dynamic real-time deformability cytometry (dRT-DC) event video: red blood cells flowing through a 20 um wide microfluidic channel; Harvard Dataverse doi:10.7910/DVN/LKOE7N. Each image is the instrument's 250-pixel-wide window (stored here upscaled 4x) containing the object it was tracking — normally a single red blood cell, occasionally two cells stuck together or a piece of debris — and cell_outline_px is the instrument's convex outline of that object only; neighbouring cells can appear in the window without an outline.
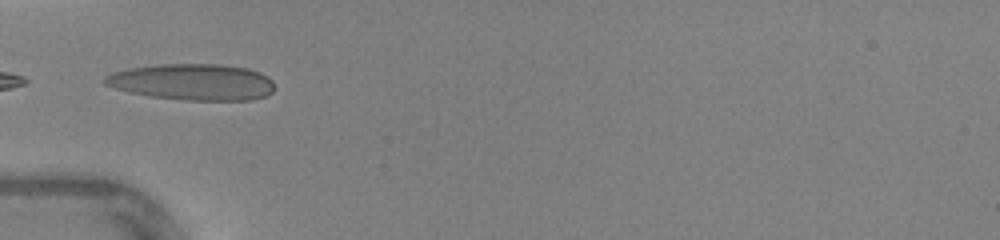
{"species": "human", "species_latin": "Homo sapiens", "temperature_condition": "warm", "stored_images_in_passage": 31, "camera_frame_rate_fps": 3000, "um_per_image_px": 0.085, "donor": {"sex": "female"}, "frame": {"image": 1, "passage_image": 1, "time_ms": 0.0, "image_size_px": [1000, 240], "cell_outline_px": [[272, 92], [264, 96], [252, 100], [188, 100], [152, 96], [132, 92], [116, 88], [104, 84], [100, 80], [104, 76], [112, 72], [128, 68], [156, 64], [220, 64], [248, 68], [260, 72], [268, 76], [272, 80]], "centroid_in_image_um": [16.35, 6.95], "position_along_channel_um": 68.7, "area_um2": 35.95}}
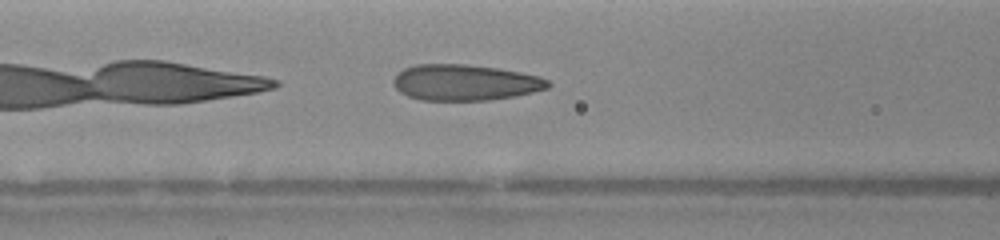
{"frame": {"image": 2, "passage_image": 5, "time_ms": 1.333, "image_size_px": [1000, 240], "cell_outline_px": [[552, 84], [548, 88], [516, 96], [488, 100], [420, 100], [408, 96], [400, 92], [392, 84], [392, 80], [404, 68], [416, 64], [464, 64], [496, 68], [520, 72], [540, 76], [548, 80]], "centroid_in_image_um": [39.53, 7.01], "position_along_channel_um": 127.1, "area_um2": 32.43}}
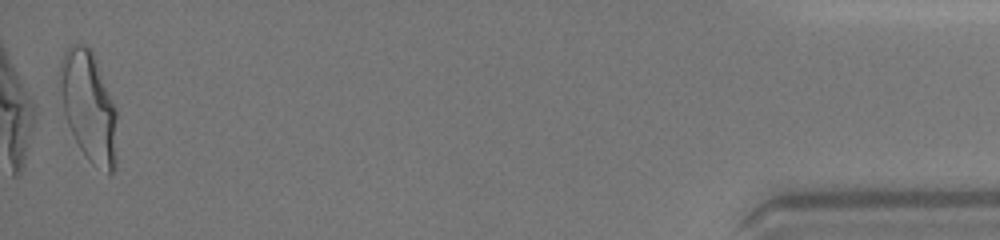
{"frame": {"image": 3, "passage_image": 31, "time_ms": 10.0, "image_size_px": [1000, 240], "cell_outline_px": [[116, 168], [108, 176], [92, 164], [88, 160], [80, 148], [68, 124], [64, 112], [60, 88], [60, 64], [64, 52], [72, 44], [84, 44], [92, 48], [116, 108]], "centroid_in_image_um": [7.57, 9.07], "position_along_channel_um": 427.6, "area_um2": 36.82}, "authors_computed_cell_mechanics": {"area_um2": 32.368, "velocity_mm_per_s": 4.3864, "shape_relaxation_time_tau1_ms": 3.6664, "shape_relaxation_time_tau2_ms": 0.6712, "deformation_change_tau1": 0.1916, "deformation_change_tau2": 0.0931}}